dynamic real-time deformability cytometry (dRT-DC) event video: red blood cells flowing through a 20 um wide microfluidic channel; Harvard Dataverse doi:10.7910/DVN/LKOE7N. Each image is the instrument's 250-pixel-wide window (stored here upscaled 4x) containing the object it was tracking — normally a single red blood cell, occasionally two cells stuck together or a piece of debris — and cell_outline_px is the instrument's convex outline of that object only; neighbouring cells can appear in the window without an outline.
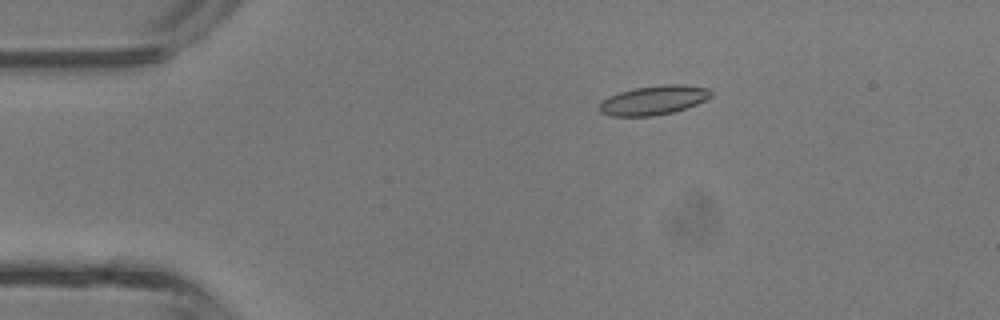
{"species": "common noctule bat (a hibernating species)", "species_latin": "Nyctalus noctula", "temperature_condition": "room temperature", "stored_images_in_passage": 2, "camera_frame_rate_fps": 3000, "um_per_image_px": 0.085, "animal": {"sex": "male", "body_mass_g": 13.3}, "frame": {"image": 1, "passage_image": 1, "time_ms": 0.0, "image_size_px": [1000, 320], "cell_outline_px": [[712, 96], [696, 104], [672, 112], [652, 116], [608, 116], [600, 112], [600, 104], [608, 96], [632, 88], [660, 84], [680, 84], [708, 88], [712, 92]], "centroid_in_image_um": [55.55, 8.5], "position_along_channel_um": 29.5, "area_um2": 18.96}}